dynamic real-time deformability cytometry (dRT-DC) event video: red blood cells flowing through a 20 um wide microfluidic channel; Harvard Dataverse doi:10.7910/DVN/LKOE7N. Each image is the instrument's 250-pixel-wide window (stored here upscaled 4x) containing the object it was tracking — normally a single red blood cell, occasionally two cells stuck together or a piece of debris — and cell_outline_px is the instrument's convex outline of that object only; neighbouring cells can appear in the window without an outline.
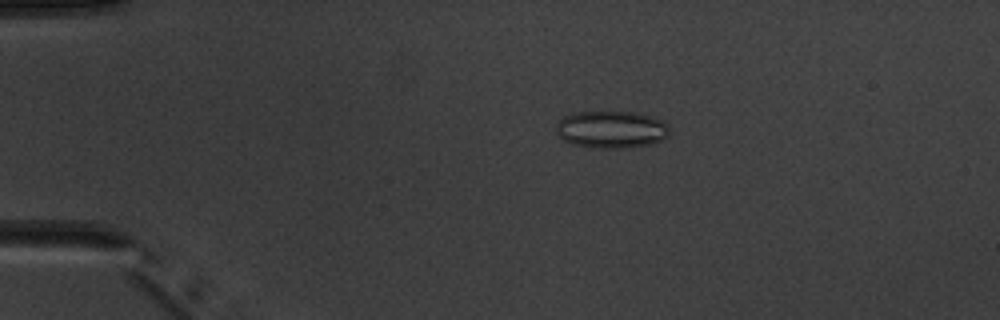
{"species": "common noctule bat (a hibernating species)", "species_latin": "Nyctalus noctula", "temperature_condition": "warm", "stored_images_in_passage": 6, "camera_frame_rate_fps": 3000, "um_per_image_px": 0.085, "animal": {"sex": "male", "body_mass_g": 20.1, "forearm_length_mm": 53.5}, "frame": {"image": 1, "passage_image": 3, "time_ms": 3.0, "image_size_px": [1000, 320], "cell_outline_px": [[668, 136], [652, 144], [624, 148], [600, 148], [572, 144], [564, 140], [556, 132], [556, 124], [564, 116], [576, 112], [632, 112], [652, 116], [668, 124]], "centroid_in_image_um": [51.96, 11.01], "position_along_channel_um": 33.0, "area_um2": 24.51}}
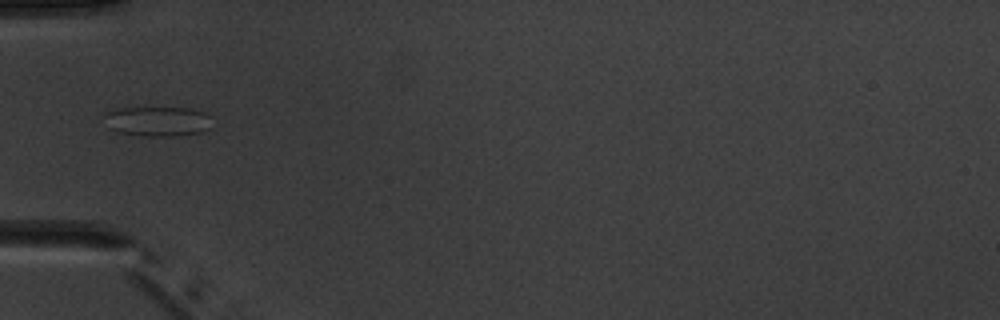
{"frame": {"image": 2, "passage_image": 5, "time_ms": 5.333, "image_size_px": [1000, 320], "cell_outline_px": [[212, 128], [204, 132], [172, 136], [144, 136], [116, 132], [108, 128], [104, 116], [108, 112], [116, 108], [188, 108], [204, 112], [208, 116]], "centroid_in_image_um": [13.39, 10.32], "position_along_channel_um": 71.6, "area_um2": 18.79}}
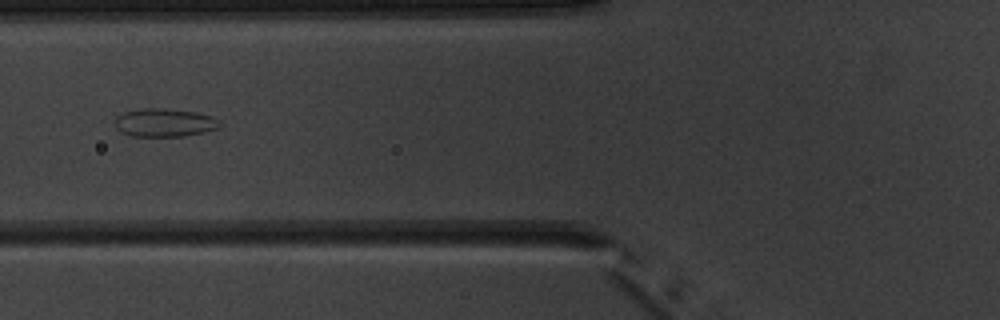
{"frame": {"image": 3, "passage_image": 6, "time_ms": 6.333, "image_size_px": [1000, 320], "cell_outline_px": [[224, 124], [220, 128], [204, 132], [184, 136], [132, 136], [120, 132], [116, 128], [116, 116], [124, 112], [144, 108], [168, 108], [196, 112], [212, 116], [220, 120]], "centroid_in_image_um": [14.03, 10.42], "position_along_channel_um": 111.8, "area_um2": 17.51}}